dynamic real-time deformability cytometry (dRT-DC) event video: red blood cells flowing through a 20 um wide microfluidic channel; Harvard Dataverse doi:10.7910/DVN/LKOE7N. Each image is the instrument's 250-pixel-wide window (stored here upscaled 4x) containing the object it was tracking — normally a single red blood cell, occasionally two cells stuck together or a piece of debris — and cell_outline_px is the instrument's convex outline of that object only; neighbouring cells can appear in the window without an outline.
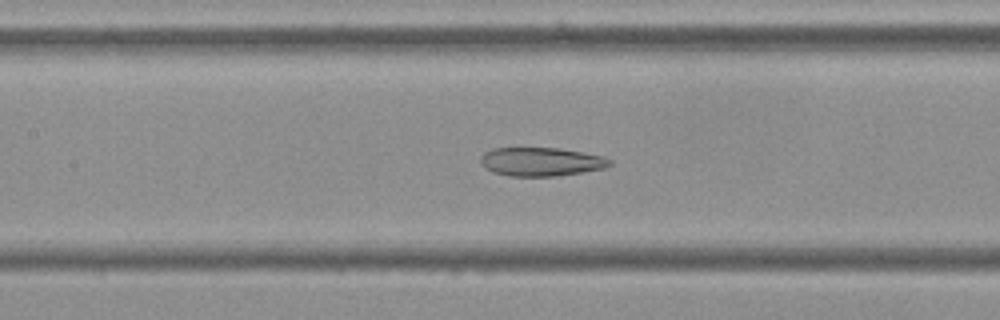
{"species": "Egyptian fruit bat (a non-hibernating species)", "species_latin": "Rousettus aegyptiacus", "temperature_condition": "cold", "stored_images_in_passage": 54, "camera_frame_rate_fps": 3000, "um_per_image_px": 0.085, "frame": {"image": 1, "passage_image": 24, "time_ms": 7.667, "image_size_px": [1000, 320], "cell_outline_px": [[612, 164], [604, 168], [556, 176], [508, 176], [492, 172], [484, 168], [480, 164], [480, 156], [484, 152], [492, 148], [560, 148], [604, 156], [612, 160]], "centroid_in_image_um": [45.95, 13.74], "position_along_channel_um": 161.4, "area_um2": 21.73}}
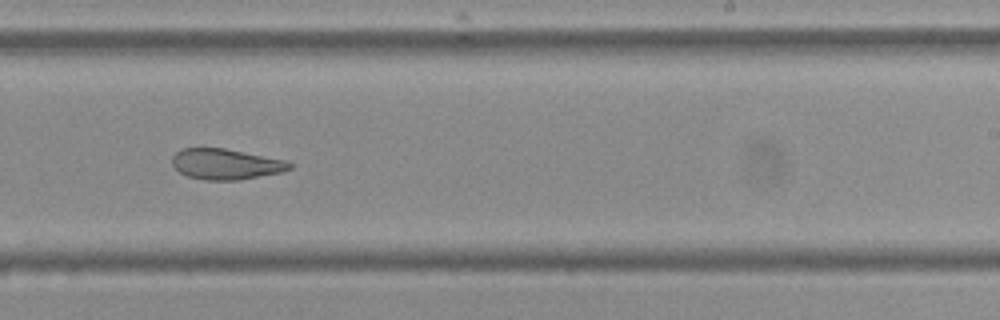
{"frame": {"image": 2, "passage_image": 33, "time_ms": 10.667, "image_size_px": [1000, 320], "cell_outline_px": [[292, 168], [280, 172], [236, 180], [204, 180], [188, 176], [180, 172], [172, 164], [172, 156], [180, 148], [224, 148], [288, 160], [292, 164]], "centroid_in_image_um": [19.19, 13.94], "position_along_channel_um": 269.8, "area_um2": 20.92}}
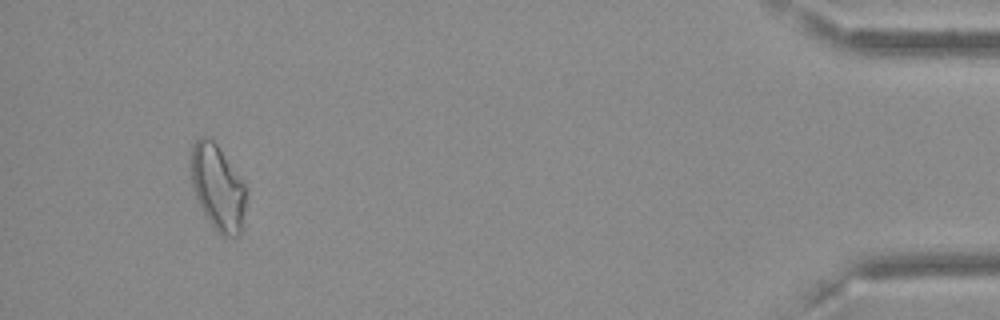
{"frame": {"image": 3, "passage_image": 51, "time_ms": 16.667, "image_size_px": [1000, 320], "cell_outline_px": [[244, 208], [240, 232], [236, 236], [224, 236], [216, 232], [204, 212], [192, 188], [192, 144], [200, 136], [204, 136], [212, 140], [216, 144], [244, 184]], "centroid_in_image_um": [18.48, 15.94], "position_along_channel_um": 416.7, "area_um2": 26.41}, "authors_computed_cell_mechanics": {"area_um2": 25.2008, "velocity_mm_per_s": 3.6262, "shape_relaxation_time_tau1_ms": null, "shape_relaxation_time_tau2_ms": 3.9661, "deformation_change_tau1": null, "deformation_change_tau2": 0.1141}}